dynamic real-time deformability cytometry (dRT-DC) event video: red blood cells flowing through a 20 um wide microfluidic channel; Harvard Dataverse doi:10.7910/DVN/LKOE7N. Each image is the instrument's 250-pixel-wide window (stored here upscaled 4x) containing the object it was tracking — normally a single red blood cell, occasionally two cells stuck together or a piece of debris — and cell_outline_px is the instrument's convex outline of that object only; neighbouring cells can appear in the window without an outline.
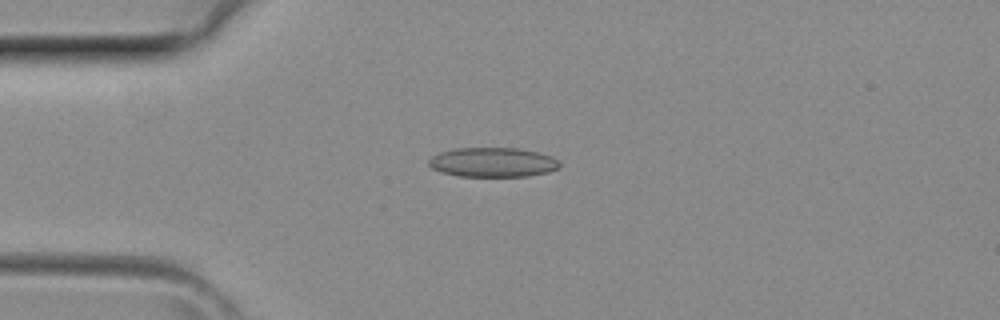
{"species": "common noctule bat (a hibernating species)", "species_latin": "Nyctalus noctula", "temperature_condition": "room temperature", "stored_images_in_passage": 3, "camera_frame_rate_fps": 3000, "um_per_image_px": 0.085, "animal": {"sex": "female", "body_mass_g": 29.2, "forearm_length_mm": 56.3}, "frame": {"image": 1, "passage_image": 2, "time_ms": 0.333, "image_size_px": [1000, 320], "cell_outline_px": [[560, 168], [548, 172], [528, 176], [456, 176], [440, 172], [432, 168], [428, 164], [428, 160], [432, 156], [440, 152], [456, 148], [520, 148], [540, 152], [552, 156], [560, 160]], "centroid_in_image_um": [41.92, 13.79], "position_along_channel_um": 43.1, "area_um2": 22.77}}
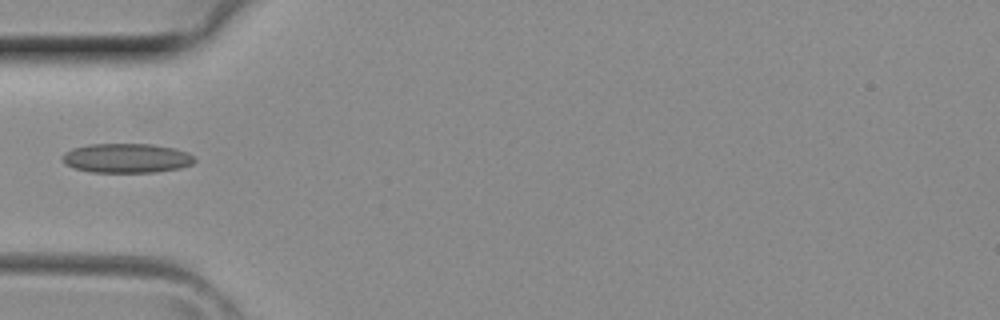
{"frame": {"image": 2, "passage_image": 3, "time_ms": 0.667, "image_size_px": [1000, 320], "cell_outline_px": [[196, 160], [192, 164], [180, 168], [156, 172], [92, 172], [72, 168], [64, 164], [60, 160], [60, 156], [64, 152], [72, 148], [88, 144], [152, 144], [176, 148], [188, 152]], "centroid_in_image_um": [10.71, 13.44], "position_along_channel_um": 74.3, "area_um2": 23.0}}